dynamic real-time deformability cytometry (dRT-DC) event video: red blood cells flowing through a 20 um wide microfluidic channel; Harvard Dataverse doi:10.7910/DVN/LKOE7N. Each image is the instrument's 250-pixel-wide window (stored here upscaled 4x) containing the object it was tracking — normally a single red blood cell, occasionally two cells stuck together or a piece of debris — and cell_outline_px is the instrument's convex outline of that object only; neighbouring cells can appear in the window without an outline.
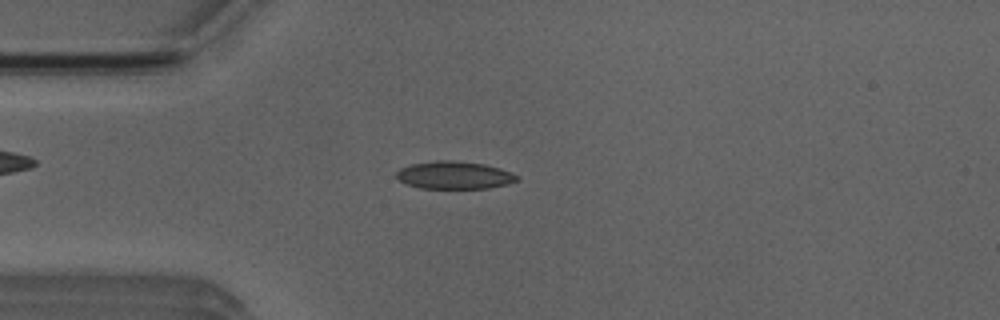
{"species": "Egyptian fruit bat (a non-hibernating species)", "species_latin": "Rousettus aegyptiacus", "temperature_condition": "room temperature", "stored_images_in_passage": 50, "camera_frame_rate_fps": 3000, "um_per_image_px": 0.085, "animal": {"sex": "male"}, "frame": {"image": 1, "passage_image": 12, "time_ms": 3.667, "image_size_px": [1000, 320], "cell_outline_px": [[520, 180], [508, 184], [488, 188], [420, 188], [408, 184], [400, 180], [396, 176], [396, 172], [400, 168], [412, 164], [436, 160], [452, 160], [484, 164], [500, 168], [516, 176]], "centroid_in_image_um": [38.61, 14.89], "position_along_channel_um": 46.4, "area_um2": 19.25}}
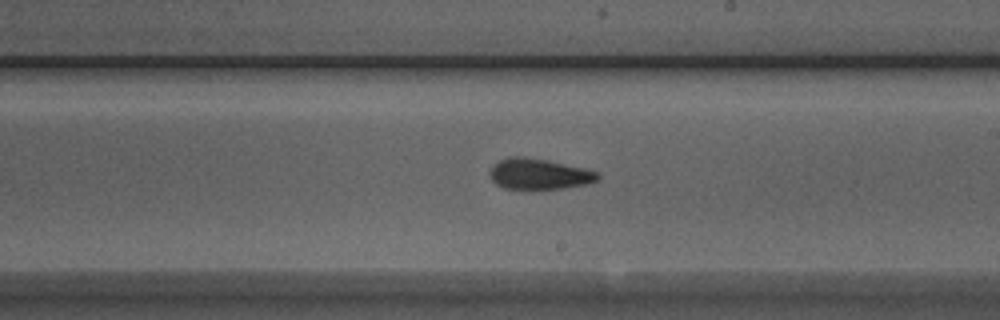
{"frame": {"image": 2, "passage_image": 28, "time_ms": 9.0, "image_size_px": [1000, 320], "cell_outline_px": [[600, 176], [596, 180], [584, 184], [564, 188], [504, 188], [496, 184], [492, 180], [492, 168], [500, 160], [508, 156], [524, 156], [548, 160], [584, 168], [600, 172]], "centroid_in_image_um": [45.85, 14.77], "position_along_channel_um": 243.2, "area_um2": 18.96}}
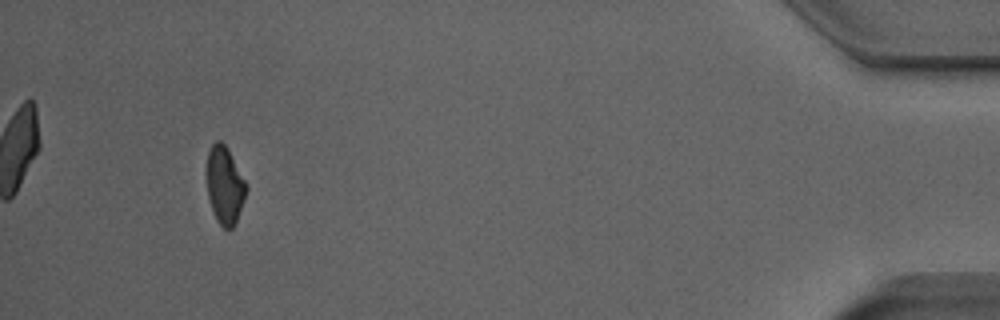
{"frame": {"image": 3, "passage_image": 47, "time_ms": 15.333, "image_size_px": [1000, 320], "cell_outline_px": [[248, 188], [244, 200], [236, 220], [232, 228], [228, 232], [216, 220], [208, 196], [204, 172], [208, 152], [212, 144], [216, 140], [220, 140], [228, 148], [248, 184]], "centroid_in_image_um": [19.08, 15.71], "position_along_channel_um": 416.1, "area_um2": 18.38}, "authors_computed_cell_mechanics": {"area_um2": 19.0451, "velocity_mm_per_s": 3.9287, "shape_relaxation_time_tau1_ms": 5.5778, "shape_relaxation_time_tau2_ms": 3.8857, "deformation_change_tau1": 0.1379, "deformation_change_tau2": 0.096}}